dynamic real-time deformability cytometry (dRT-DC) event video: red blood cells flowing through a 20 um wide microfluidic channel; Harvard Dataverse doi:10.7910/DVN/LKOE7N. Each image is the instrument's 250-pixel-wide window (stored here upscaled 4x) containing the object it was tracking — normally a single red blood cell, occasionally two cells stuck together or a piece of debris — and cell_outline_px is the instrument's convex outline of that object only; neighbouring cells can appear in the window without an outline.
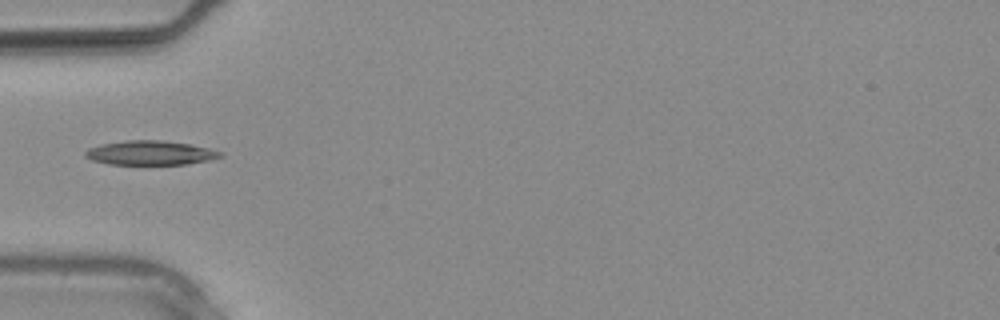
{"species": "common noctule bat (a hibernating species)", "species_latin": "Nyctalus noctula", "temperature_condition": "warm", "stored_images_in_passage": 18, "camera_frame_rate_fps": 3000, "um_per_image_px": 0.085, "animal": {"sex": "male", "body_mass_g": 20.4}, "frame": {"image": 1, "passage_image": 1, "time_ms": 0.0, "image_size_px": [1000, 320], "cell_outline_px": [[224, 156], [208, 160], [188, 164], [108, 164], [92, 160], [84, 156], [84, 152], [88, 148], [100, 144], [124, 140], [160, 140], [188, 144], [208, 148], [224, 152]], "centroid_in_image_um": [12.76, 12.99], "position_along_channel_um": 72.2, "area_um2": 19.13}}